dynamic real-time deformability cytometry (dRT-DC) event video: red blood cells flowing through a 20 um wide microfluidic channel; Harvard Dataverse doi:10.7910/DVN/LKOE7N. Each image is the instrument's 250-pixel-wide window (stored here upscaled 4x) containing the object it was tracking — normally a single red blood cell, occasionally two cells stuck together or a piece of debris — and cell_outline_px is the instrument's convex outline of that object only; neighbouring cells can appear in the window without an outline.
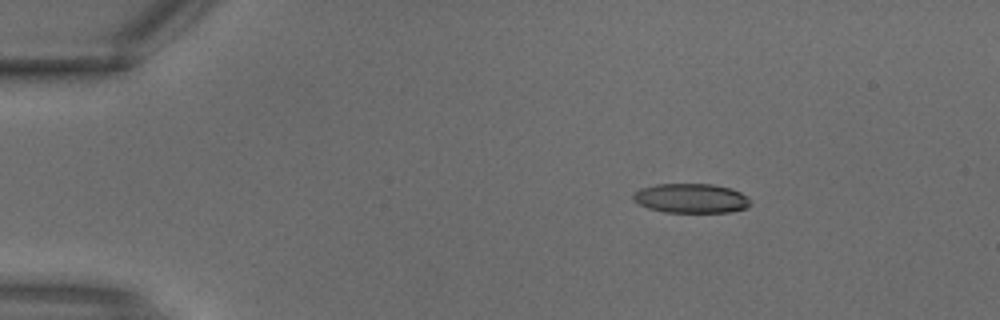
{"species": "common noctule bat (a hibernating species)", "species_latin": "Nyctalus noctula", "temperature_condition": "warm", "stored_images_in_passage": 3, "camera_frame_rate_fps": 3000, "um_per_image_px": 0.085, "animal": {"sex": "male", "body_mass_g": 18.8}, "frame": {"image": 1, "passage_image": 2, "time_ms": 0.333, "image_size_px": [1000, 320], "cell_outline_px": [[752, 204], [744, 208], [728, 212], [664, 212], [648, 208], [632, 200], [632, 196], [640, 188], [656, 184], [712, 184], [732, 188], [740, 192], [752, 200]], "centroid_in_image_um": [58.75, 16.85], "position_along_channel_um": 26.3, "area_um2": 20.17}}